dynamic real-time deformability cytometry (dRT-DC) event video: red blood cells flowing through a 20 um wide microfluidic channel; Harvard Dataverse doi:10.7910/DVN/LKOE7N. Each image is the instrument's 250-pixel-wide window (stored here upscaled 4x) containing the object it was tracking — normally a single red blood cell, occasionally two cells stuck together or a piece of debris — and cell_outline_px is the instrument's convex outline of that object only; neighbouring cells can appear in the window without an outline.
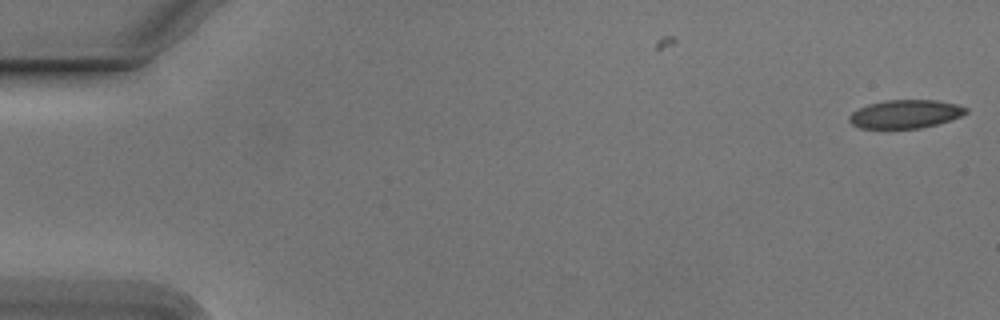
{"species": "Egyptian fruit bat (a non-hibernating species)", "species_latin": "Rousettus aegyptiacus", "temperature_condition": "cold", "stored_images_in_passage": 2, "camera_frame_rate_fps": 3000, "um_per_image_px": 0.085, "animal": {"sex": "male"}, "frame": {"image": 1, "passage_image": 2, "time_ms": 0.333, "image_size_px": [1000, 320], "cell_outline_px": [[968, 112], [960, 116], [936, 124], [920, 128], [860, 128], [852, 124], [848, 120], [848, 116], [852, 112], [868, 104], [884, 100], [936, 100], [956, 104], [968, 108]], "centroid_in_image_um": [76.93, 9.68], "position_along_channel_um": 8.1, "area_um2": 19.19}}